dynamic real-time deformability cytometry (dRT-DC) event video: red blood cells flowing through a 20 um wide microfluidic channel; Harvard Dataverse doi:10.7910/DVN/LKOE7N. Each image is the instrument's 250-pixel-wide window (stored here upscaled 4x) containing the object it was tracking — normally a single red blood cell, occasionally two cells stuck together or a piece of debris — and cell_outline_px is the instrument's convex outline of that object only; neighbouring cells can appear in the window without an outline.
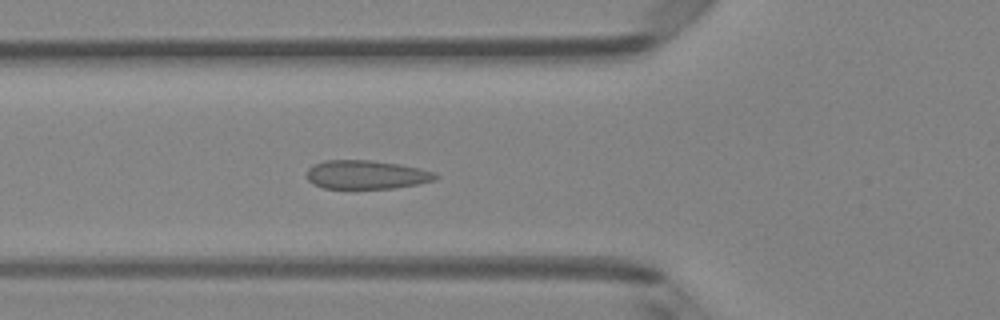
{"species": "Egyptian fruit bat (a non-hibernating species)", "species_latin": "Rousettus aegyptiacus", "temperature_condition": "room temperature", "stored_images_in_passage": 49, "camera_frame_rate_fps": 3000, "um_per_image_px": 0.085, "animal": {"sex": "female"}, "frame": {"image": 1, "passage_image": 18, "time_ms": 5.667, "image_size_px": [1000, 320], "cell_outline_px": [[440, 176], [436, 180], [396, 188], [324, 188], [312, 184], [308, 180], [308, 168], [312, 164], [324, 160], [368, 160], [400, 164], [420, 168], [436, 172]], "centroid_in_image_um": [31.16, 14.84], "position_along_channel_um": 94.6, "area_um2": 21.68}}
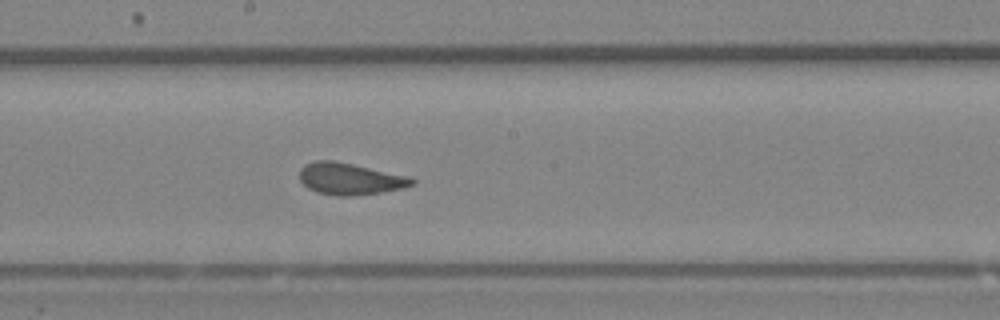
{"frame": {"image": 2, "passage_image": 27, "time_ms": 8.667, "image_size_px": [1000, 320], "cell_outline_px": [[416, 184], [404, 188], [380, 192], [352, 196], [336, 196], [316, 192], [308, 188], [300, 180], [300, 168], [304, 164], [316, 160], [332, 160], [352, 164], [408, 176], [416, 180]], "centroid_in_image_um": [29.74, 15.2], "position_along_channel_um": 218.5, "area_um2": 20.81}}
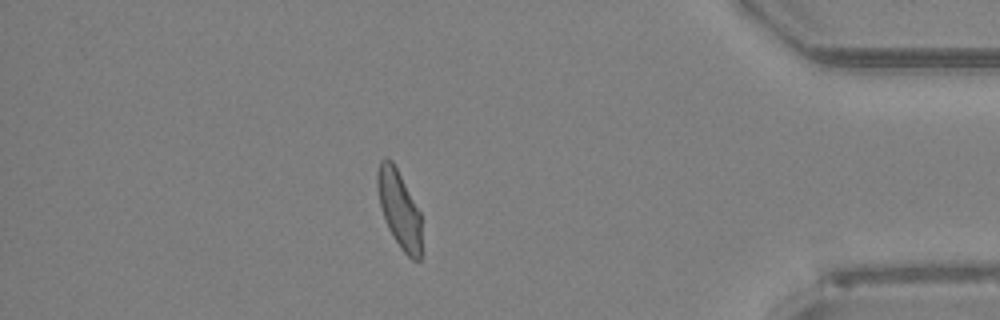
{"frame": {"image": 3, "passage_image": 43, "time_ms": 14.0, "image_size_px": [1000, 320], "cell_outline_px": [[420, 260], [412, 260], [400, 248], [388, 228], [384, 220], [376, 188], [376, 172], [380, 160], [384, 156], [388, 156], [392, 160], [420, 212]], "centroid_in_image_um": [33.88, 17.72], "position_along_channel_um": 401.3, "area_um2": 19.88}, "authors_computed_cell_mechanics": {"area_um2": 20.9814, "velocity_mm_per_s": 4.1536, "shape_relaxation_time_tau1_ms": 6.1761, "shape_relaxation_time_tau2_ms": 0.5699, "deformation_change_tau1": 0.1391, "deformation_change_tau2": 0.0552}}